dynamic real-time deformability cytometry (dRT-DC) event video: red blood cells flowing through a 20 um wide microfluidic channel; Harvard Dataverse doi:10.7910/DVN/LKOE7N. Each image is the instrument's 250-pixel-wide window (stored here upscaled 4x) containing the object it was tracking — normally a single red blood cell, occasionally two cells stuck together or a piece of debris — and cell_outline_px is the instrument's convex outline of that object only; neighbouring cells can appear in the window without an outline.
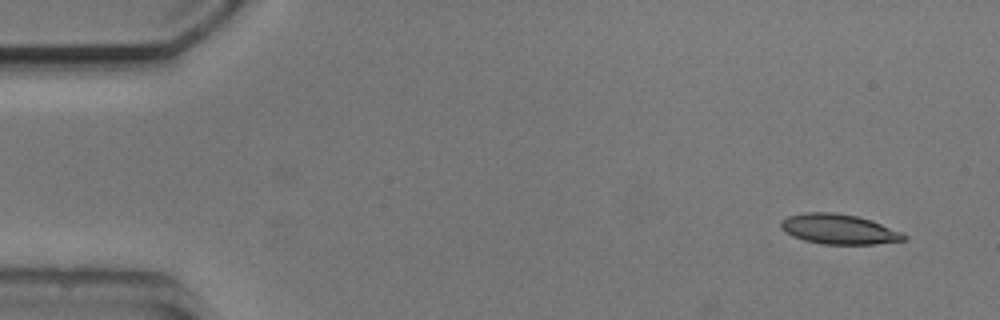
{"species": "common noctule bat (a hibernating species)", "species_latin": "Nyctalus noctula", "temperature_condition": "cold", "stored_images_in_passage": 2, "camera_frame_rate_fps": 3000, "um_per_image_px": 0.085, "animal": {"sex": "male", "body_mass_g": 20.5, "forearm_length_mm": 52.5}, "frame": {"image": 1, "passage_image": 2, "time_ms": 1.333, "image_size_px": [1000, 320], "cell_outline_px": [[908, 240], [876, 244], [824, 244], [804, 240], [792, 236], [780, 228], [780, 220], [788, 216], [804, 212], [836, 212], [856, 216], [872, 220], [904, 232], [908, 236]], "centroid_in_image_um": [71.34, 19.47], "position_along_channel_um": 13.7, "area_um2": 21.85}}